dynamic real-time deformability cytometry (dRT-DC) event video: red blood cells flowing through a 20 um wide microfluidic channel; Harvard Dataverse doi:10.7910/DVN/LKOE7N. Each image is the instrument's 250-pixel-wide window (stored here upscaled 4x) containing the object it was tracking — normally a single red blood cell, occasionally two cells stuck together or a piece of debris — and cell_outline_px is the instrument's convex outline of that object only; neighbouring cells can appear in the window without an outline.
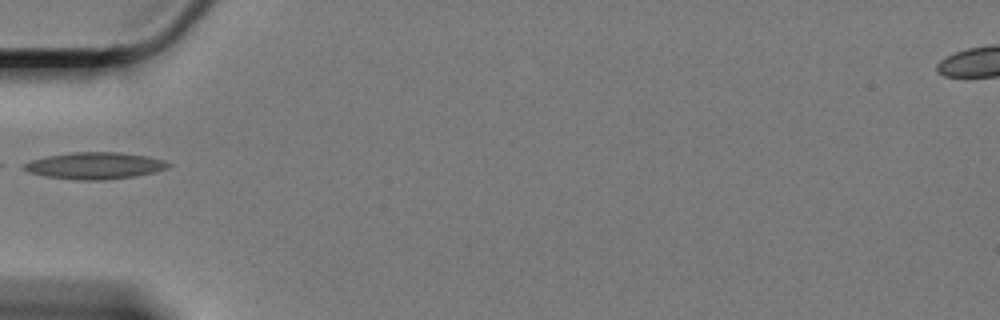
{"species": "Egyptian fruit bat (a non-hibernating species)", "species_latin": "Rousettus aegyptiacus", "temperature_condition": "cold", "stored_images_in_passage": 37, "camera_frame_rate_fps": 3000, "um_per_image_px": 0.085, "animal": {"sex": "female"}, "frame": {"image": 1, "passage_image": 1, "time_ms": 0.0, "image_size_px": [1000, 320], "cell_outline_px": [[172, 164], [168, 168], [156, 172], [136, 176], [104, 180], [76, 180], [44, 176], [28, 172], [24, 168], [24, 164], [32, 160], [48, 156], [72, 152], [120, 152], [148, 156], [164, 160]], "centroid_in_image_um": [8.11, 14.08], "position_along_channel_um": 76.9, "area_um2": 22.6}}
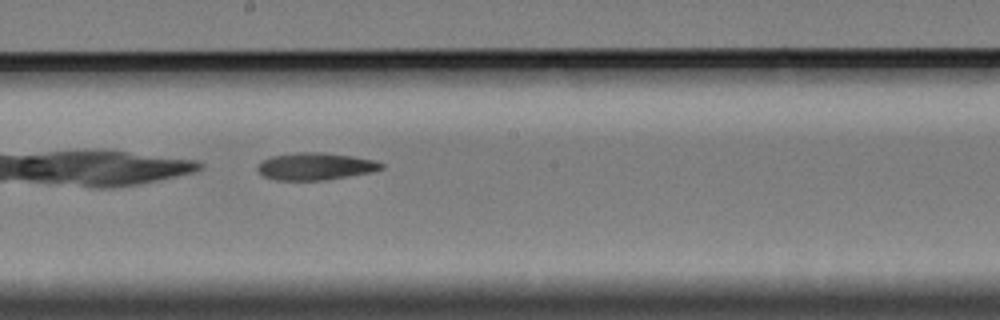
{"frame": {"image": 2, "passage_image": 14, "time_ms": 4.333, "image_size_px": [1000, 320], "cell_outline_px": [[384, 168], [372, 172], [324, 180], [276, 180], [264, 176], [256, 168], [264, 160], [272, 156], [300, 152], [324, 152], [352, 156], [376, 160], [384, 164]], "centroid_in_image_um": [26.86, 14.14], "position_along_channel_um": 221.3, "area_um2": 19.54}}
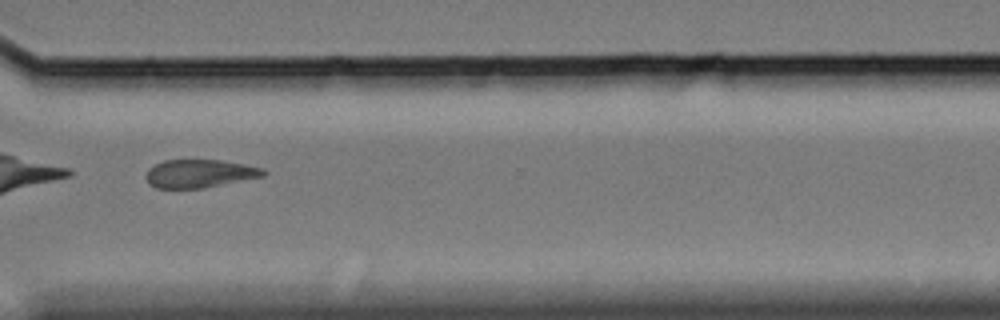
{"frame": {"image": 3, "passage_image": 26, "time_ms": 8.333, "image_size_px": [1000, 320], "cell_outline_px": [[268, 172], [264, 176], [204, 188], [156, 188], [148, 184], [144, 176], [148, 168], [164, 160], [220, 160], [244, 164], [264, 168]], "centroid_in_image_um": [16.95, 14.75], "position_along_channel_um": 353.6, "area_um2": 19.42}}